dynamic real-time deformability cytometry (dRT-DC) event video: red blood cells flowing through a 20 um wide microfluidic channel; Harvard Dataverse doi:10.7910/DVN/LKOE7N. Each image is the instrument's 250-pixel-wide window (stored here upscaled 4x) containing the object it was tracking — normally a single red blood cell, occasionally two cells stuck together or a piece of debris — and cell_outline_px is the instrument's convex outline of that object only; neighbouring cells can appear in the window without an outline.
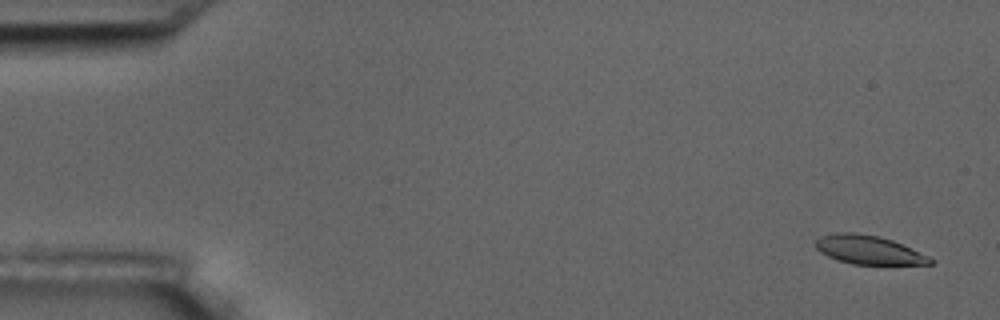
{"species": "common noctule bat (a hibernating species)", "species_latin": "Nyctalus noctula", "temperature_condition": "room temperature", "stored_images_in_passage": 11, "camera_frame_rate_fps": 3000, "um_per_image_px": 0.085, "animal": {"sex": "male", "body_mass_g": 17.5, "forearm_length_mm": 52.3}, "frame": {"image": 1, "passage_image": 1, "time_ms": 0.0, "image_size_px": [1000, 320], "cell_outline_px": [[936, 260], [932, 264], [852, 264], [836, 260], [820, 252], [812, 244], [820, 236], [836, 232], [856, 232], [880, 236], [892, 240], [928, 256]], "centroid_in_image_um": [73.78, 21.23], "position_along_channel_um": 11.2, "area_um2": 19.31}}
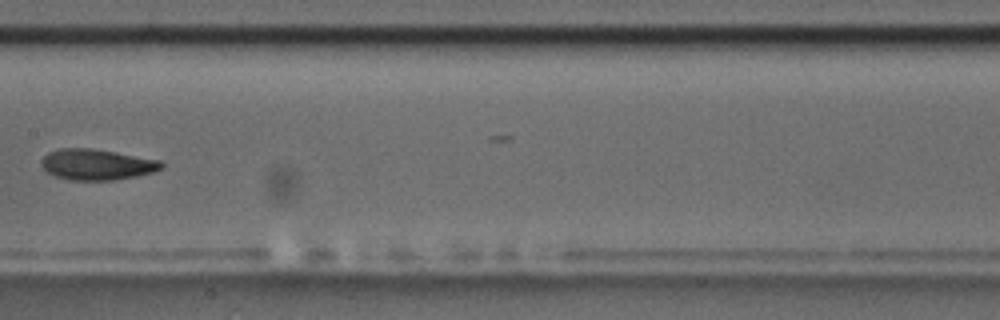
{"frame": {"image": 2, "passage_image": 8, "time_ms": 9.0, "image_size_px": [1000, 320], "cell_outline_px": [[164, 168], [152, 172], [136, 176], [112, 180], [68, 180], [56, 176], [48, 172], [40, 164], [40, 160], [48, 152], [60, 148], [92, 148], [160, 160], [164, 164]], "centroid_in_image_um": [8.22, 13.98], "position_along_channel_um": 199.2, "area_um2": 21.56}}
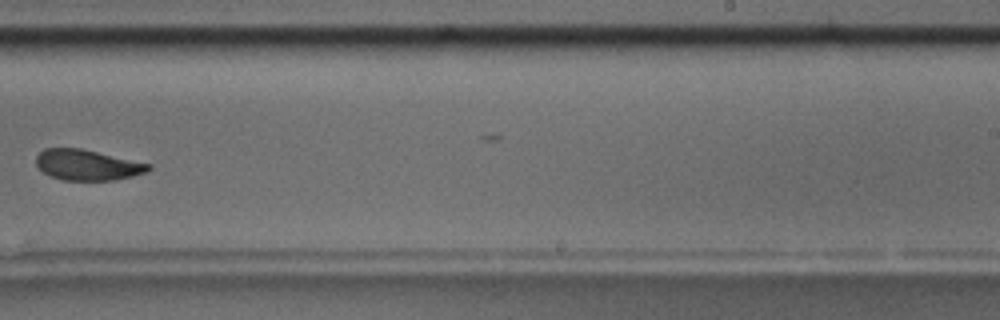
{"frame": {"image": 3, "passage_image": 10, "time_ms": 11.333, "image_size_px": [1000, 320], "cell_outline_px": [[152, 168], [148, 172], [116, 180], [64, 180], [52, 176], [44, 172], [36, 164], [36, 156], [44, 148], [80, 148], [152, 164]], "centroid_in_image_um": [7.46, 14.02], "position_along_channel_um": 281.5, "area_um2": 20.0}}